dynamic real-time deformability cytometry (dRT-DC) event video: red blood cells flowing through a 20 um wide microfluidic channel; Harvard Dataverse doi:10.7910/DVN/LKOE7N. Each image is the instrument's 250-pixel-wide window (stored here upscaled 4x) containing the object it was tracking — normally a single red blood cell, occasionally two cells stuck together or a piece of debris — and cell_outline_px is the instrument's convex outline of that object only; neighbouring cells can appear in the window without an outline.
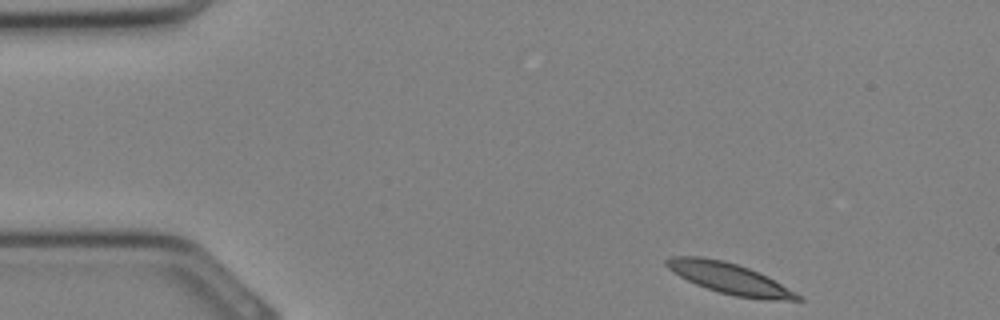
{"species": "Egyptian fruit bat (a non-hibernating species)", "species_latin": "Rousettus aegyptiacus", "temperature_condition": "cold", "stored_images_in_passage": 13, "camera_frame_rate_fps": 3000, "um_per_image_px": 0.085, "animal": {"sex": "female"}, "frame": {"image": 1, "passage_image": 1, "time_ms": 0.0, "image_size_px": [1000, 320], "cell_outline_px": [[804, 300], [768, 300], [736, 296], [720, 292], [696, 284], [672, 272], [664, 264], [664, 260], [672, 256], [704, 256], [724, 260], [760, 272], [800, 296]], "centroid_in_image_um": [61.94, 23.64], "position_along_channel_um": 23.1, "area_um2": 23.29}}
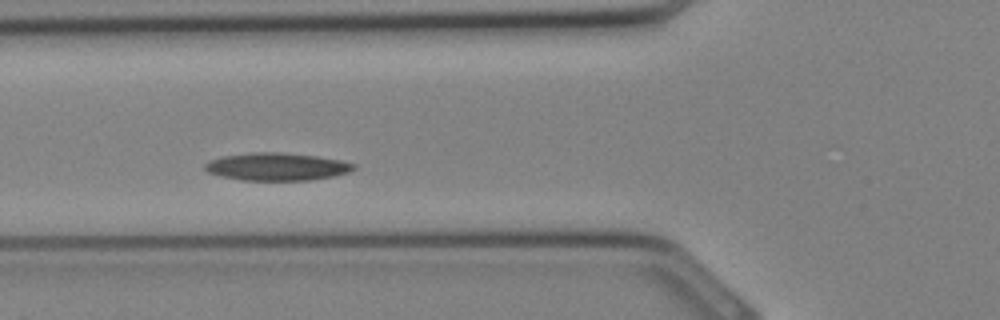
{"frame": {"image": 2, "passage_image": 9, "time_ms": 2.667, "image_size_px": [1000, 320], "cell_outline_px": [[356, 168], [348, 172], [332, 176], [308, 180], [240, 180], [208, 172], [204, 168], [204, 164], [212, 160], [224, 156], [252, 152], [280, 152], [316, 156], [340, 160], [356, 164]], "centroid_in_image_um": [23.55, 14.16], "position_along_channel_um": 102.3, "area_um2": 23.7}}
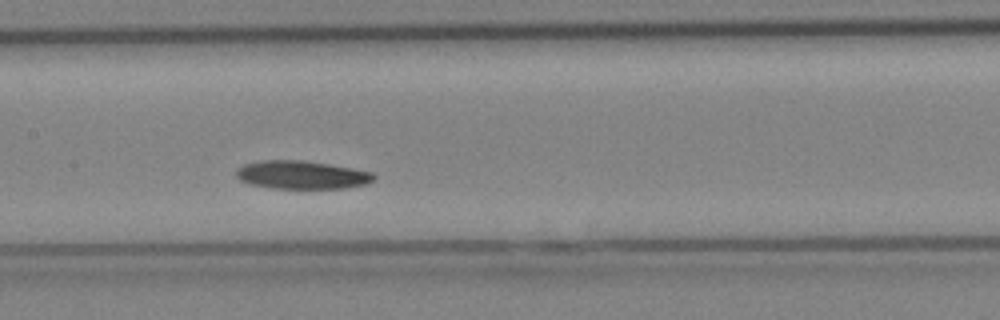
{"frame": {"image": 3, "passage_image": 13, "time_ms": 4.0, "image_size_px": [1000, 320], "cell_outline_px": [[376, 176], [372, 180], [364, 184], [344, 188], [272, 188], [252, 184], [240, 180], [236, 176], [236, 168], [244, 164], [260, 160], [304, 160], [352, 168], [372, 172]], "centroid_in_image_um": [25.61, 14.85], "position_along_channel_um": 181.8, "area_um2": 22.48}}